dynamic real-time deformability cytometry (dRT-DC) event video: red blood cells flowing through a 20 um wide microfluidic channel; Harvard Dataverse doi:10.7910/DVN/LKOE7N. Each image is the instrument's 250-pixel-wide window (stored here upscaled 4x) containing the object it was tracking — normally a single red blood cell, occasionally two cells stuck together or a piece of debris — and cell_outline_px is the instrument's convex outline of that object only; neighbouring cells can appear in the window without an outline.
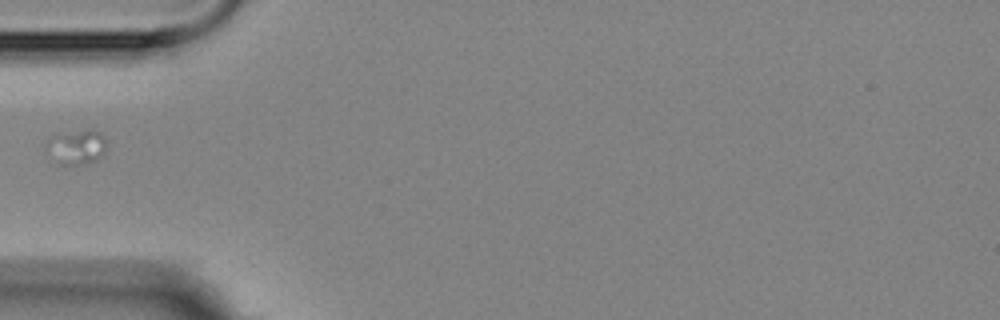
{"species": "Egyptian fruit bat (a non-hibernating species)", "species_latin": "Rousettus aegyptiacus", "temperature_condition": "room temperature", "stored_images_in_passage": 9, "camera_frame_rate_fps": 3000, "um_per_image_px": 0.085, "animal": {"sex": "female"}, "frame": {"image": 1, "passage_image": 1, "time_ms": 0.0, "image_size_px": [1000, 320], "cell_outline_px": [[104, 152], [96, 160], [76, 164], [60, 164], [44, 144], [48, 136], [88, 128], [100, 132], [104, 136]], "centroid_in_image_um": [6.49, 12.43], "position_along_channel_um": 78.5, "area_um2": 11.85}}
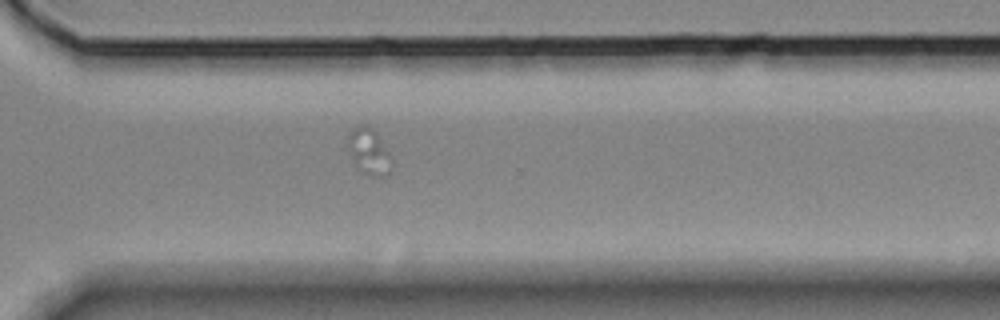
{"frame": {"image": 2, "passage_image": 9, "time_ms": 9.0, "image_size_px": [1000, 320], "cell_outline_px": [[392, 168], [384, 176], [372, 176], [364, 172], [352, 156], [348, 148], [348, 136], [352, 128], [360, 124], [368, 124], [376, 132], [388, 152], [392, 160]], "centroid_in_image_um": [31.38, 12.82], "position_along_channel_um": 339.2, "area_um2": 11.39}}